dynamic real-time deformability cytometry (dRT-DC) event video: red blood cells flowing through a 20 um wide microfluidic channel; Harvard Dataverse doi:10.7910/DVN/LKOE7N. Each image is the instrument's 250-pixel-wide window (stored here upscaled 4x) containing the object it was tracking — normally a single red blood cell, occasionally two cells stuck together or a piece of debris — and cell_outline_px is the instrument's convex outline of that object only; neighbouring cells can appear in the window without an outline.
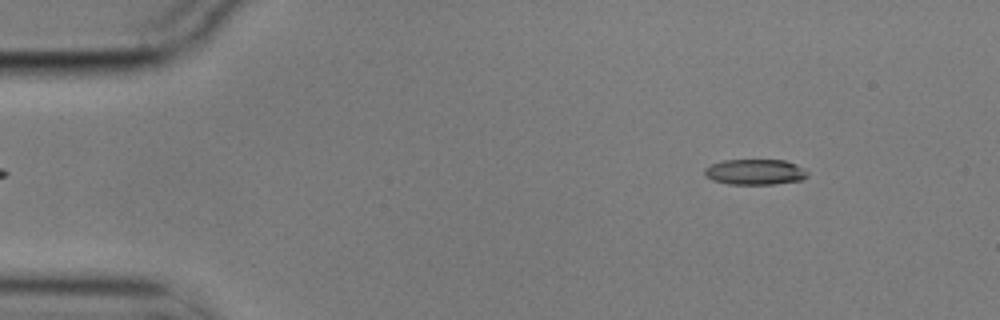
{"species": "common noctule bat (a hibernating species)", "species_latin": "Nyctalus noctula", "temperature_condition": "cold", "stored_images_in_passage": 7, "camera_frame_rate_fps": 3000, "um_per_image_px": 0.085, "animal": {"sex": "male", "body_mass_g": 17.9}, "frame": {"image": 1, "passage_image": 2, "time_ms": 0.333, "image_size_px": [1000, 320], "cell_outline_px": [[808, 176], [800, 180], [776, 184], [728, 184], [712, 180], [704, 176], [704, 168], [712, 164], [724, 160], [784, 160], [796, 164], [804, 168], [808, 172]], "centroid_in_image_um": [64.17, 14.62], "position_along_channel_um": 20.8, "area_um2": 15.43}}
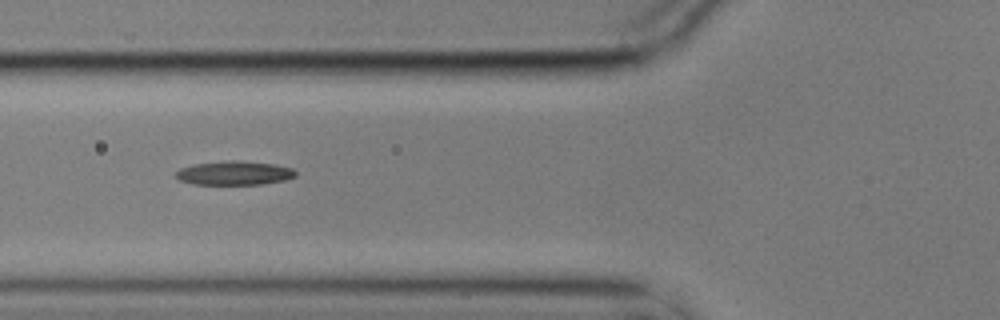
{"frame": {"image": 2, "passage_image": 5, "time_ms": 1.333, "image_size_px": [1000, 320], "cell_outline_px": [[296, 176], [284, 180], [260, 184], [192, 184], [180, 180], [172, 176], [180, 168], [192, 164], [232, 160], [236, 160], [276, 164], [292, 168], [296, 172]], "centroid_in_image_um": [19.88, 14.7], "position_along_channel_um": 105.9, "area_um2": 16.76}}
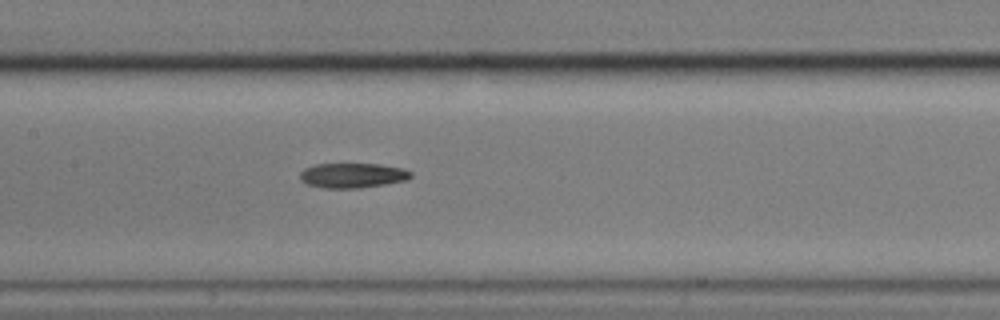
{"frame": {"image": 3, "passage_image": 7, "time_ms": 2.0, "image_size_px": [1000, 320], "cell_outline_px": [[412, 176], [408, 180], [360, 188], [324, 188], [308, 184], [300, 180], [300, 172], [304, 168], [316, 164], [380, 164], [404, 168], [412, 172]], "centroid_in_image_um": [29.99, 14.91], "position_along_channel_um": 177.4, "area_um2": 16.13}}